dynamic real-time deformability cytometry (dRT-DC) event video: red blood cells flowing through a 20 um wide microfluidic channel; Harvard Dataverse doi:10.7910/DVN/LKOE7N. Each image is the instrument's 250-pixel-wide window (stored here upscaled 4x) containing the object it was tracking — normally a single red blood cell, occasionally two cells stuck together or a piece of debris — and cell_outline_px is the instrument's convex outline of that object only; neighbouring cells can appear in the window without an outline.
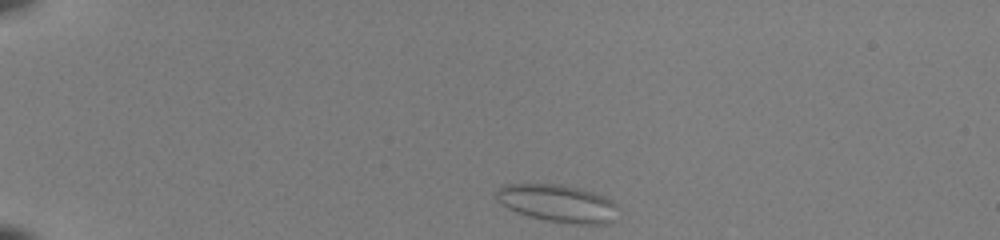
{"species": "common noctule bat (a hibernating species)", "species_latin": "Nyctalus noctula", "temperature_condition": "room temperature", "stored_images_in_passage": 40, "camera_frame_rate_fps": 3000, "um_per_image_px": 0.085, "animal": {"sex": "female", "body_mass_g": 22.0, "forearm_length_mm": 56.7}, "frame": {"image": 1, "passage_image": 1, "time_ms": 0.0, "image_size_px": [1000, 240], "cell_outline_px": [[620, 208], [612, 220], [608, 224], [576, 224], [548, 220], [528, 216], [516, 212], [508, 208], [496, 200], [496, 192], [500, 188], [508, 184], [560, 184], [592, 192], [604, 196], [612, 200]], "centroid_in_image_um": [47.43, 17.29], "position_along_channel_um": 37.6, "area_um2": 26.47}}
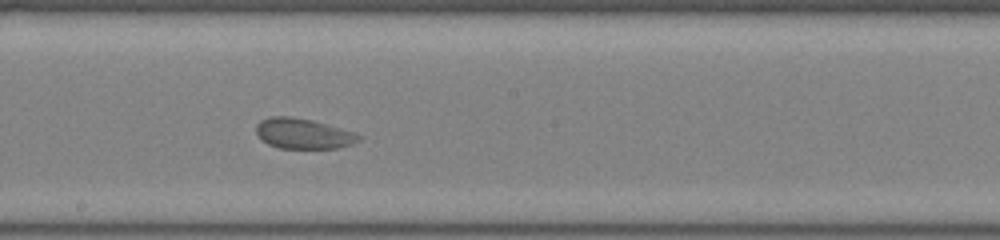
{"frame": {"image": 2, "passage_image": 20, "time_ms": 6.333, "image_size_px": [1000, 240], "cell_outline_px": [[364, 136], [360, 140], [352, 144], [336, 148], [280, 148], [268, 144], [256, 132], [256, 124], [260, 120], [268, 116], [292, 116], [312, 120], [356, 132]], "centroid_in_image_um": [25.81, 11.34], "position_along_channel_um": 222.4, "area_um2": 18.26}}
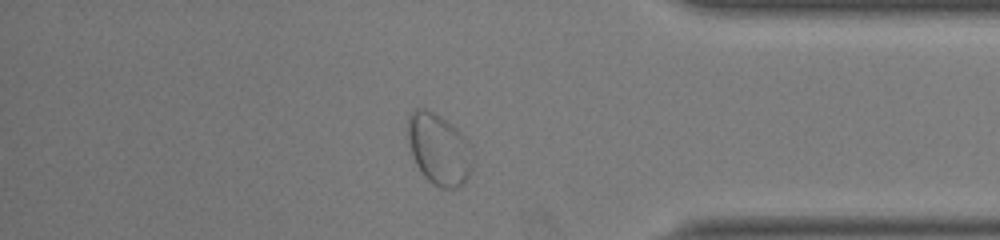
{"frame": {"image": 3, "passage_image": 34, "time_ms": 11.0, "image_size_px": [1000, 240], "cell_outline_px": [[476, 164], [464, 184], [456, 188], [440, 188], [432, 184], [424, 176], [416, 164], [412, 156], [408, 140], [408, 116], [416, 108], [424, 108], [440, 116], [456, 128], [468, 140]], "centroid_in_image_um": [37.35, 12.72], "position_along_channel_um": 397.9, "area_um2": 27.28}}